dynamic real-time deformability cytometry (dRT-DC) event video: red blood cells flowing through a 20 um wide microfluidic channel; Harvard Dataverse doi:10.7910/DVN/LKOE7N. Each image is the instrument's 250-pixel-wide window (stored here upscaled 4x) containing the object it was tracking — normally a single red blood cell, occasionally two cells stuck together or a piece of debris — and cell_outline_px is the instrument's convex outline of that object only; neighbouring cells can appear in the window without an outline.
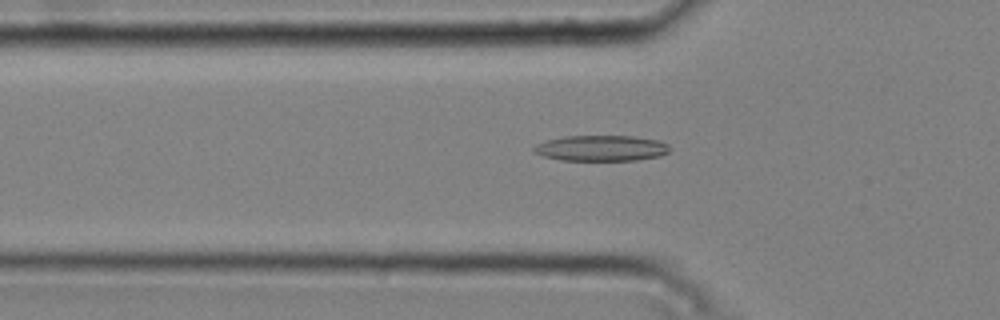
{"species": "common noctule bat (a hibernating species)", "species_latin": "Nyctalus noctula", "temperature_condition": "cold", "stored_images_in_passage": 48, "camera_frame_rate_fps": 3000, "um_per_image_px": 0.085, "animal": {"sex": "male", "body_mass_g": 20.4}, "frame": {"image": 1, "passage_image": 16, "time_ms": 5.0, "image_size_px": [1000, 320], "cell_outline_px": [[668, 152], [660, 156], [636, 160], [560, 160], [544, 156], [532, 152], [532, 148], [536, 144], [548, 140], [564, 136], [632, 136], [656, 140], [668, 144]], "centroid_in_image_um": [51.06, 12.59], "position_along_channel_um": 74.7, "area_um2": 20.23}}
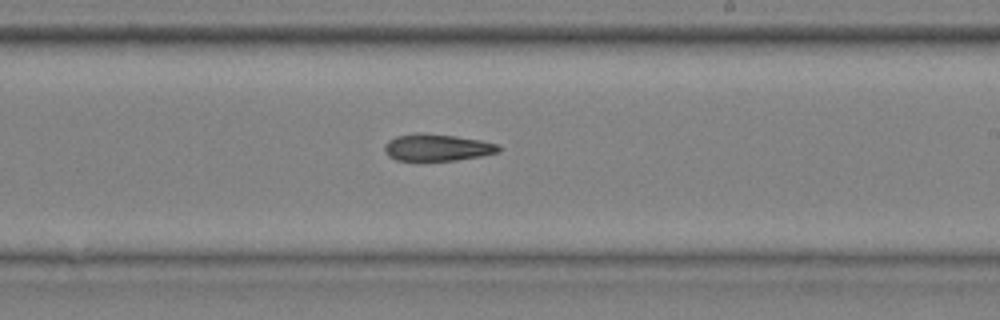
{"frame": {"image": 2, "passage_image": 30, "time_ms": 9.667, "image_size_px": [1000, 320], "cell_outline_px": [[500, 152], [480, 156], [456, 160], [396, 160], [388, 156], [384, 152], [384, 144], [388, 140], [396, 136], [416, 132], [424, 132], [456, 136], [480, 140], [496, 144], [500, 148]], "centroid_in_image_um": [37.1, 12.52], "position_along_channel_um": 251.9, "area_um2": 17.98}}
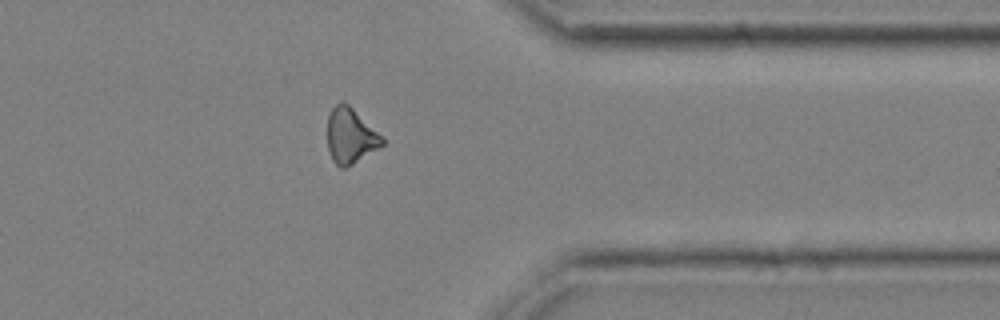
{"frame": {"image": 3, "passage_image": 41, "time_ms": 13.333, "image_size_px": [1000, 320], "cell_outline_px": [[384, 144], [352, 164], [344, 168], [340, 168], [332, 160], [328, 148], [328, 116], [332, 108], [340, 100], [348, 104], [384, 136]], "centroid_in_image_um": [29.79, 11.53], "position_along_channel_um": 381.6, "area_um2": 17.63}}